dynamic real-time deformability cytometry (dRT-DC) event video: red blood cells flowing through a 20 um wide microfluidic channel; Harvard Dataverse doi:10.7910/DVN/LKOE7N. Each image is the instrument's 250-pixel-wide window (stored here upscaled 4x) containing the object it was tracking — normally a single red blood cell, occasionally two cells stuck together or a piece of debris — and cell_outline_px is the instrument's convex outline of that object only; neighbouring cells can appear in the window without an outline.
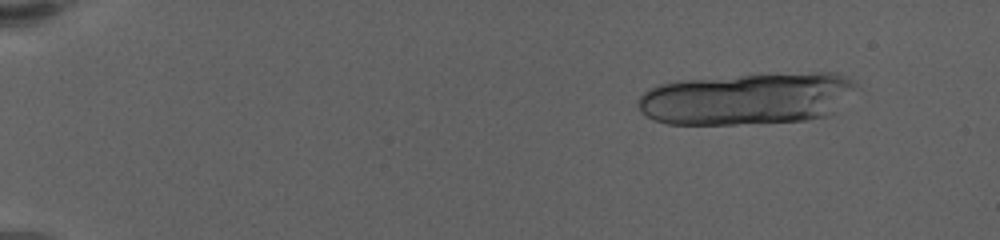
{"species": "human", "species_latin": "Homo sapiens", "temperature_condition": "warm", "stored_images_in_passage": 24, "camera_frame_rate_fps": 3000, "um_per_image_px": 0.085, "donor": {"sex": "female"}, "frame": {"image": 1, "passage_image": 7, "time_ms": 2.0, "image_size_px": [1000, 240], "cell_outline_px": [[856, 84], [832, 112], [828, 116], [808, 120], [736, 124], [668, 124], [652, 120], [640, 112], [636, 104], [636, 100], [644, 92], [660, 84], [676, 80], [740, 76], [812, 72], [836, 72], [848, 76]], "centroid_in_image_um": [63.42, 8.39], "position_along_channel_um": 21.6, "area_um2": 65.72}}